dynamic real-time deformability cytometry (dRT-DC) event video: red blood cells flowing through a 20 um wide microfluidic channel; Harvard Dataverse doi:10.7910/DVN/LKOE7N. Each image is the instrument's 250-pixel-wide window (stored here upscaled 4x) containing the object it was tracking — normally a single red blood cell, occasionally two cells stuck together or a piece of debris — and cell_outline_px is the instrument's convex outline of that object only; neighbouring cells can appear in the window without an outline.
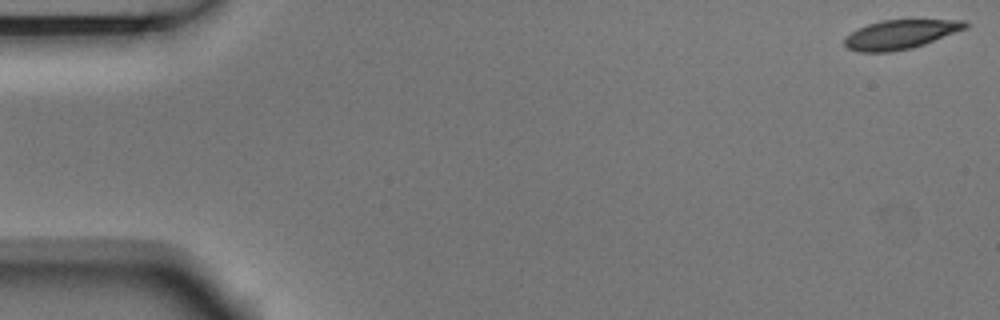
{"species": "Egyptian fruit bat (a non-hibernating species)", "species_latin": "Rousettus aegyptiacus", "temperature_condition": "room temperature", "stored_images_in_passage": 3, "segment_of_instrument_passage": [2, 2], "camera_frame_rate_fps": 3000, "um_per_image_px": 0.085, "animal": {"sex": "male"}, "frame": {"image": 1, "passage_image": 3, "time_ms": 0.667, "image_size_px": [1000, 320], "cell_outline_px": [[968, 28], [924, 44], [912, 48], [892, 52], [856, 52], [848, 48], [844, 44], [844, 36], [868, 24], [880, 20], [964, 20], [968, 24]], "centroid_in_image_um": [76.52, 2.93], "position_along_channel_um": 8.5, "area_um2": 20.52}}